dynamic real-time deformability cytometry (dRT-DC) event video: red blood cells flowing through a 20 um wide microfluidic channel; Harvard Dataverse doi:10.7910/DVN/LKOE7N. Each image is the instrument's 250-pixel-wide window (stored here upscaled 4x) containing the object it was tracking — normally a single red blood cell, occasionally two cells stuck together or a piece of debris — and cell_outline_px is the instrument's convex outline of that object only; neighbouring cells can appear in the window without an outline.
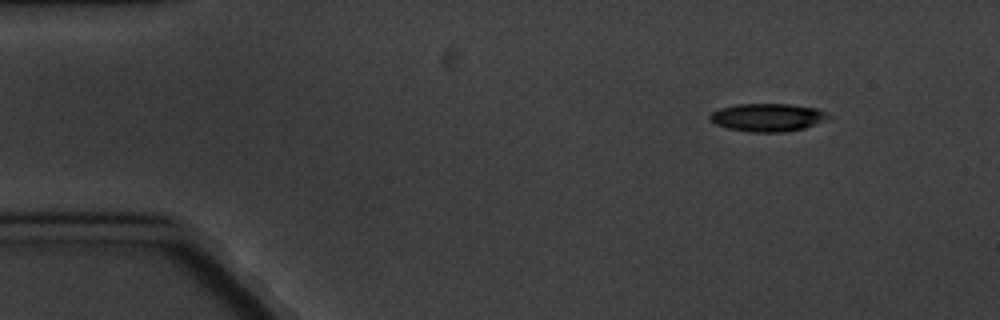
{"species": "common noctule bat (a hibernating species)", "species_latin": "Nyctalus noctula", "temperature_condition": "cold", "stored_images_in_passage": 4, "camera_frame_rate_fps": 3000, "um_per_image_px": 0.085, "animal": {"sex": "male", "body_mass_g": 20.1, "forearm_length_mm": 53.5}, "frame": {"image": 1, "passage_image": 1, "time_ms": 0.0, "image_size_px": [1000, 320], "cell_outline_px": [[832, 120], [804, 128], [784, 132], [752, 132], [728, 128], [716, 124], [708, 120], [708, 116], [712, 112], [720, 108], [736, 104], [788, 104], [816, 108], [832, 116]], "centroid_in_image_um": [65.28, 9.98], "position_along_channel_um": 19.7, "area_um2": 19.54}}
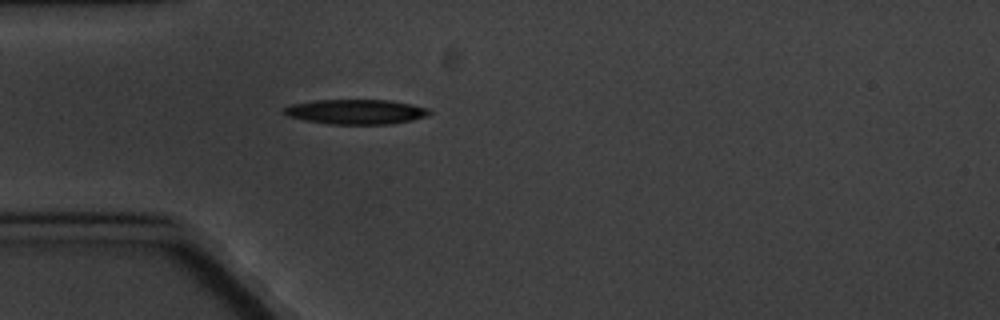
{"frame": {"image": 2, "passage_image": 4, "time_ms": 3.333, "image_size_px": [1000, 320], "cell_outline_px": [[432, 112], [428, 116], [412, 120], [392, 124], [328, 124], [304, 120], [288, 116], [280, 112], [284, 108], [292, 104], [316, 100], [388, 100], [412, 104], [428, 108]], "centroid_in_image_um": [30.26, 9.5], "position_along_channel_um": 54.7, "area_um2": 21.15}}